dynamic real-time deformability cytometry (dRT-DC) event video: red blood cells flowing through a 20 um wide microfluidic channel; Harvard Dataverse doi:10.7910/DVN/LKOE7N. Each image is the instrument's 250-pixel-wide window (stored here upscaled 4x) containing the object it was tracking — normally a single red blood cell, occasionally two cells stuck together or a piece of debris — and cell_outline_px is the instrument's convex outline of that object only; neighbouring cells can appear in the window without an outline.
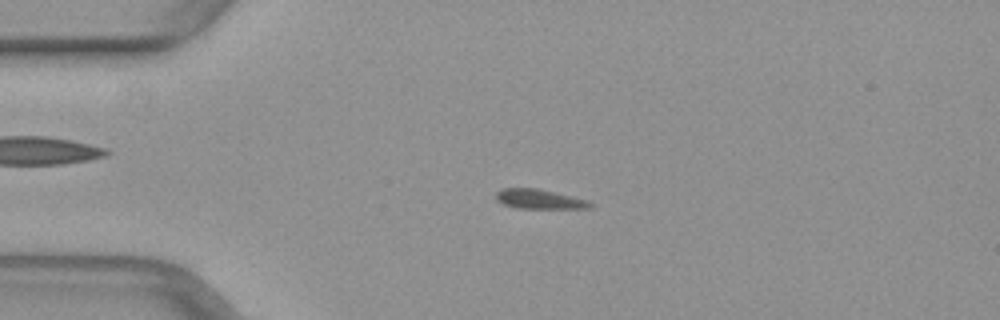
{"species": "common noctule bat (a hibernating species)", "species_latin": "Nyctalus noctula", "temperature_condition": "warm", "stored_images_in_passage": 50, "camera_frame_rate_fps": 3000, "um_per_image_px": 0.085, "animal": {"sex": "female", "body_mass_g": 29.2, "forearm_length_mm": 56.3}, "frame": {"image": 1, "passage_image": 12, "time_ms": 3.667, "image_size_px": [1000, 320], "cell_outline_px": [[596, 204], [592, 208], [516, 208], [504, 204], [496, 200], [496, 192], [500, 188], [536, 188], [588, 200]], "centroid_in_image_um": [45.85, 16.93], "position_along_channel_um": 39.1, "area_um2": 10.75}}
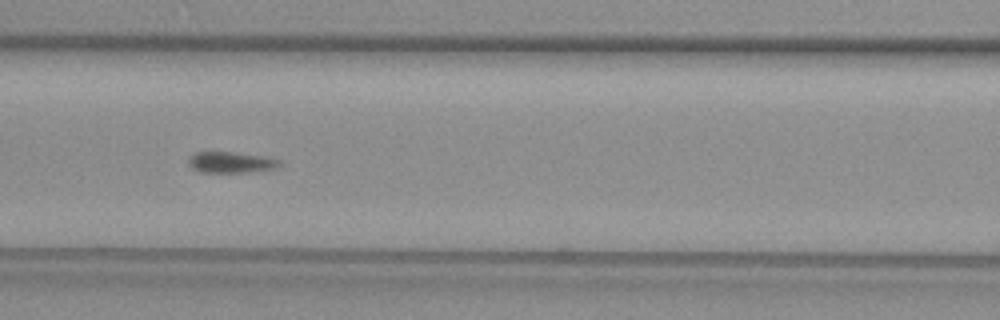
{"frame": {"image": 2, "passage_image": 22, "time_ms": 7.0, "image_size_px": [1000, 320], "cell_outline_px": [[284, 164], [276, 168], [248, 172], [200, 172], [192, 168], [188, 164], [188, 156], [196, 152], [232, 152], [264, 156], [280, 160]], "centroid_in_image_um": [19.63, 13.79], "position_along_channel_um": 147.0, "area_um2": 11.27}}
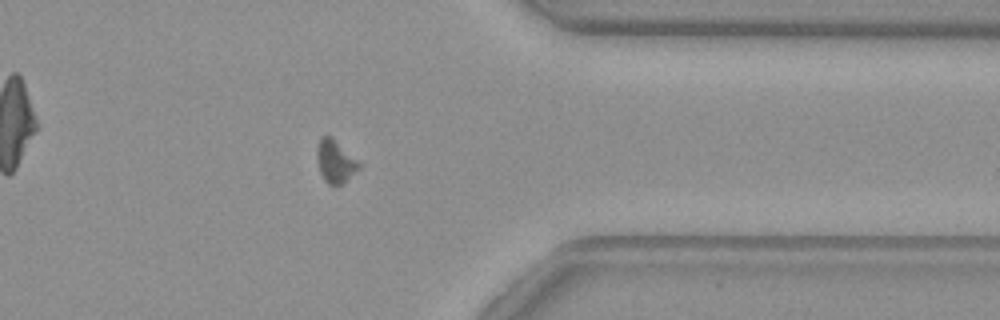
{"frame": {"image": 3, "passage_image": 40, "time_ms": 13.0, "image_size_px": [1000, 320], "cell_outline_px": [[360, 168], [340, 184], [328, 184], [324, 180], [320, 172], [316, 156], [316, 148], [320, 136], [332, 136], [360, 164]], "centroid_in_image_um": [28.45, 13.68], "position_along_channel_um": 383.0, "area_um2": 10.23}}